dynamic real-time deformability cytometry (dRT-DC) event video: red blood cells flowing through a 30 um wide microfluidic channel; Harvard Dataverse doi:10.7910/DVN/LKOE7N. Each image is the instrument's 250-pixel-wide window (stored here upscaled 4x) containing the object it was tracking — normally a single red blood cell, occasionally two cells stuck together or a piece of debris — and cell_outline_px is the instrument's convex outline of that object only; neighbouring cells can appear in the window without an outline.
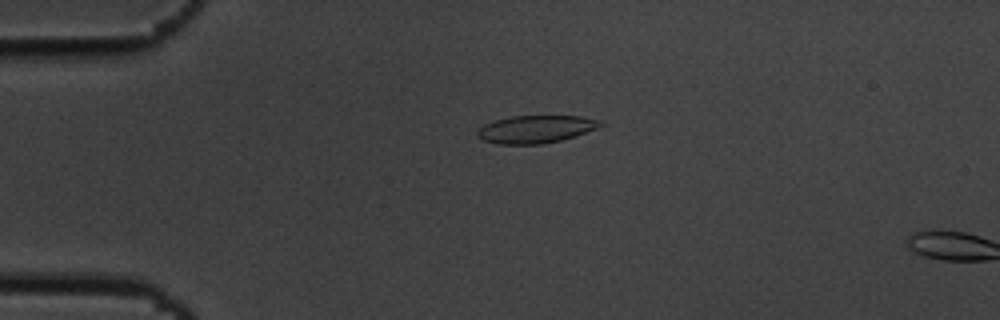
{"species": "common noctule bat (a hibernating species)", "species_latin": "Nyctalus noctula", "temperature_condition": "cold", "stored_images_in_passage": 15, "camera_frame_rate_fps": 3000, "um_per_image_px": 0.085, "animal": {"sex": "male", "body_mass_g": 19.5, "forearm_length_mm": 54.6}, "frame": {"image": 1, "passage_image": 13, "time_ms": 4.0, "image_size_px": [1000, 320], "cell_outline_px": [[604, 124], [596, 128], [576, 136], [544, 144], [500, 144], [484, 140], [476, 136], [476, 132], [484, 124], [496, 120], [512, 116], [580, 116], [604, 120]], "centroid_in_image_um": [45.57, 10.98], "position_along_channel_um": 39.4, "area_um2": 19.83}}